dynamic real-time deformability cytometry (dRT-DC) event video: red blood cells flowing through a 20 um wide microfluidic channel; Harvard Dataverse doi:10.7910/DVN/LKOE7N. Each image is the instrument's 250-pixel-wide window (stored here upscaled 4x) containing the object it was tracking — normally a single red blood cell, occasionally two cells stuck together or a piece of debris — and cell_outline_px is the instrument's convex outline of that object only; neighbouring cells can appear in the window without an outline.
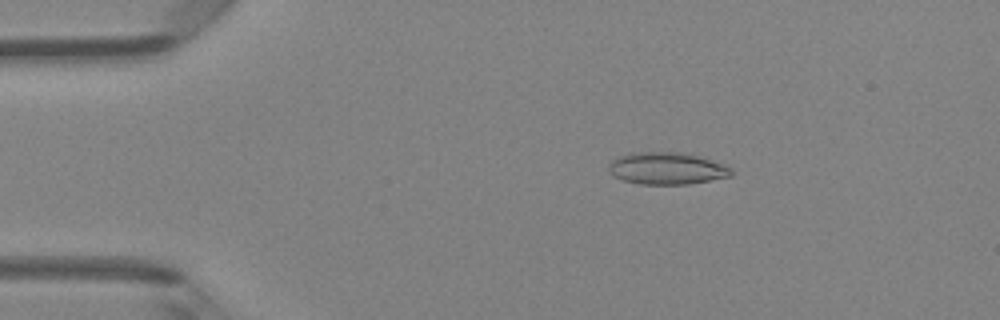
{"species": "Egyptian fruit bat (a non-hibernating species)", "species_latin": "Rousettus aegyptiacus", "temperature_condition": "room temperature", "stored_images_in_passage": 48, "camera_frame_rate_fps": 3000, "um_per_image_px": 0.085, "animal": {"sex": "female"}, "frame": {"image": 1, "passage_image": 9, "time_ms": 2.667, "image_size_px": [1000, 320], "cell_outline_px": [[732, 176], [688, 184], [640, 184], [624, 180], [612, 176], [608, 172], [608, 164], [612, 160], [620, 156], [632, 152], [680, 152], [712, 160], [724, 164], [732, 168]], "centroid_in_image_um": [56.65, 14.31], "position_along_channel_um": 28.3, "area_um2": 22.95}}
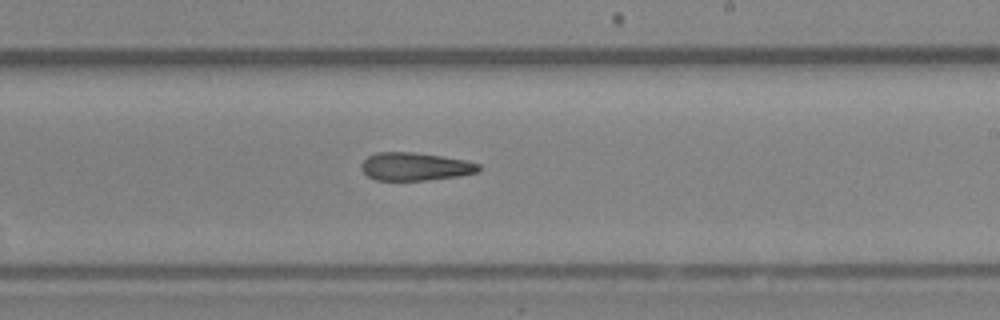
{"frame": {"image": 2, "passage_image": 29, "time_ms": 9.333, "image_size_px": [1000, 320], "cell_outline_px": [[480, 168], [476, 172], [460, 176], [428, 180], [376, 180], [368, 176], [360, 168], [360, 164], [368, 156], [376, 152], [412, 152], [440, 156], [464, 160], [480, 164]], "centroid_in_image_um": [35.25, 14.16], "position_along_channel_um": 253.7, "area_um2": 19.07}}
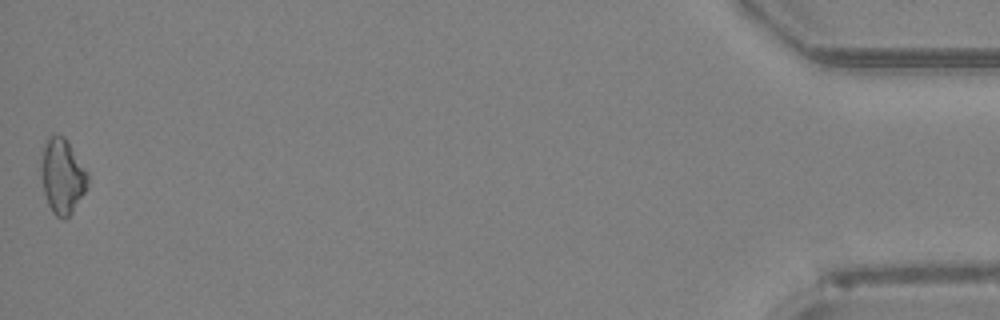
{"frame": {"image": 3, "passage_image": 48, "time_ms": 15.667, "image_size_px": [1000, 320], "cell_outline_px": [[88, 188], [72, 212], [64, 220], [56, 216], [52, 212], [48, 204], [44, 192], [40, 172], [40, 160], [44, 144], [48, 136], [64, 136], [88, 172]], "centroid_in_image_um": [5.29, 14.99], "position_along_channel_um": 429.9, "area_um2": 20.52}, "authors_computed_cell_mechanics": {"area_um2": 19.7676, "velocity_mm_per_s": 4.2585, "shape_relaxation_time_tau1_ms": null, "shape_relaxation_time_tau2_ms": 7.3962, "deformation_change_tau1": null, "deformation_change_tau2": 0.1881}}